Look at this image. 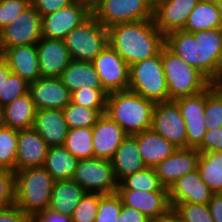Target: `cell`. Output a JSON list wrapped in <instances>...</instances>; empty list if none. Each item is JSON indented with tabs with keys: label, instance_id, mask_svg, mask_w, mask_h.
Wrapping results in <instances>:
<instances>
[{
	"label": "cell",
	"instance_id": "54",
	"mask_svg": "<svg viewBox=\"0 0 222 222\" xmlns=\"http://www.w3.org/2000/svg\"><path fill=\"white\" fill-rule=\"evenodd\" d=\"M5 51L3 29H0V61L4 60Z\"/></svg>",
	"mask_w": 222,
	"mask_h": 222
},
{
	"label": "cell",
	"instance_id": "55",
	"mask_svg": "<svg viewBox=\"0 0 222 222\" xmlns=\"http://www.w3.org/2000/svg\"><path fill=\"white\" fill-rule=\"evenodd\" d=\"M83 4L87 5L91 10L95 8V6L101 1V0H79Z\"/></svg>",
	"mask_w": 222,
	"mask_h": 222
},
{
	"label": "cell",
	"instance_id": "46",
	"mask_svg": "<svg viewBox=\"0 0 222 222\" xmlns=\"http://www.w3.org/2000/svg\"><path fill=\"white\" fill-rule=\"evenodd\" d=\"M74 0H31V4L41 17L52 14L70 5Z\"/></svg>",
	"mask_w": 222,
	"mask_h": 222
},
{
	"label": "cell",
	"instance_id": "23",
	"mask_svg": "<svg viewBox=\"0 0 222 222\" xmlns=\"http://www.w3.org/2000/svg\"><path fill=\"white\" fill-rule=\"evenodd\" d=\"M33 128L49 147L63 146L69 131L60 109H37Z\"/></svg>",
	"mask_w": 222,
	"mask_h": 222
},
{
	"label": "cell",
	"instance_id": "51",
	"mask_svg": "<svg viewBox=\"0 0 222 222\" xmlns=\"http://www.w3.org/2000/svg\"><path fill=\"white\" fill-rule=\"evenodd\" d=\"M209 83L213 87H222V52L219 55L217 65L214 70V75L209 80Z\"/></svg>",
	"mask_w": 222,
	"mask_h": 222
},
{
	"label": "cell",
	"instance_id": "52",
	"mask_svg": "<svg viewBox=\"0 0 222 222\" xmlns=\"http://www.w3.org/2000/svg\"><path fill=\"white\" fill-rule=\"evenodd\" d=\"M149 222H182L179 215L171 208L165 215L151 219Z\"/></svg>",
	"mask_w": 222,
	"mask_h": 222
},
{
	"label": "cell",
	"instance_id": "17",
	"mask_svg": "<svg viewBox=\"0 0 222 222\" xmlns=\"http://www.w3.org/2000/svg\"><path fill=\"white\" fill-rule=\"evenodd\" d=\"M36 109L62 110L71 102V92L60 77H40L29 84V91Z\"/></svg>",
	"mask_w": 222,
	"mask_h": 222
},
{
	"label": "cell",
	"instance_id": "4",
	"mask_svg": "<svg viewBox=\"0 0 222 222\" xmlns=\"http://www.w3.org/2000/svg\"><path fill=\"white\" fill-rule=\"evenodd\" d=\"M54 182L43 166L15 171V205L32 217L49 209Z\"/></svg>",
	"mask_w": 222,
	"mask_h": 222
},
{
	"label": "cell",
	"instance_id": "37",
	"mask_svg": "<svg viewBox=\"0 0 222 222\" xmlns=\"http://www.w3.org/2000/svg\"><path fill=\"white\" fill-rule=\"evenodd\" d=\"M205 121L207 130L222 127V87L205 89Z\"/></svg>",
	"mask_w": 222,
	"mask_h": 222
},
{
	"label": "cell",
	"instance_id": "44",
	"mask_svg": "<svg viewBox=\"0 0 222 222\" xmlns=\"http://www.w3.org/2000/svg\"><path fill=\"white\" fill-rule=\"evenodd\" d=\"M15 205V172L0 168V209Z\"/></svg>",
	"mask_w": 222,
	"mask_h": 222
},
{
	"label": "cell",
	"instance_id": "56",
	"mask_svg": "<svg viewBox=\"0 0 222 222\" xmlns=\"http://www.w3.org/2000/svg\"><path fill=\"white\" fill-rule=\"evenodd\" d=\"M215 1H216V5H217V8H218L219 14H220L221 19H222V0H215Z\"/></svg>",
	"mask_w": 222,
	"mask_h": 222
},
{
	"label": "cell",
	"instance_id": "36",
	"mask_svg": "<svg viewBox=\"0 0 222 222\" xmlns=\"http://www.w3.org/2000/svg\"><path fill=\"white\" fill-rule=\"evenodd\" d=\"M18 130L0 125V168L16 171Z\"/></svg>",
	"mask_w": 222,
	"mask_h": 222
},
{
	"label": "cell",
	"instance_id": "29",
	"mask_svg": "<svg viewBox=\"0 0 222 222\" xmlns=\"http://www.w3.org/2000/svg\"><path fill=\"white\" fill-rule=\"evenodd\" d=\"M36 110L28 92L2 108V125L17 130L32 128Z\"/></svg>",
	"mask_w": 222,
	"mask_h": 222
},
{
	"label": "cell",
	"instance_id": "39",
	"mask_svg": "<svg viewBox=\"0 0 222 222\" xmlns=\"http://www.w3.org/2000/svg\"><path fill=\"white\" fill-rule=\"evenodd\" d=\"M29 91V83L22 79L19 75L11 73L2 86L0 92V106L10 104L15 99L25 95Z\"/></svg>",
	"mask_w": 222,
	"mask_h": 222
},
{
	"label": "cell",
	"instance_id": "2",
	"mask_svg": "<svg viewBox=\"0 0 222 222\" xmlns=\"http://www.w3.org/2000/svg\"><path fill=\"white\" fill-rule=\"evenodd\" d=\"M107 29L109 45L129 66L156 56L165 45V35L153 19L115 24Z\"/></svg>",
	"mask_w": 222,
	"mask_h": 222
},
{
	"label": "cell",
	"instance_id": "1",
	"mask_svg": "<svg viewBox=\"0 0 222 222\" xmlns=\"http://www.w3.org/2000/svg\"><path fill=\"white\" fill-rule=\"evenodd\" d=\"M165 45L210 80L222 52V28L195 33L174 30L165 35Z\"/></svg>",
	"mask_w": 222,
	"mask_h": 222
},
{
	"label": "cell",
	"instance_id": "45",
	"mask_svg": "<svg viewBox=\"0 0 222 222\" xmlns=\"http://www.w3.org/2000/svg\"><path fill=\"white\" fill-rule=\"evenodd\" d=\"M200 153L222 151V127L207 130L202 144L197 148Z\"/></svg>",
	"mask_w": 222,
	"mask_h": 222
},
{
	"label": "cell",
	"instance_id": "20",
	"mask_svg": "<svg viewBox=\"0 0 222 222\" xmlns=\"http://www.w3.org/2000/svg\"><path fill=\"white\" fill-rule=\"evenodd\" d=\"M214 193L201 179L198 170L185 174L168 188L171 208L177 203L190 202L208 205Z\"/></svg>",
	"mask_w": 222,
	"mask_h": 222
},
{
	"label": "cell",
	"instance_id": "41",
	"mask_svg": "<svg viewBox=\"0 0 222 222\" xmlns=\"http://www.w3.org/2000/svg\"><path fill=\"white\" fill-rule=\"evenodd\" d=\"M107 95L104 89L83 87L71 93V102L89 108H106Z\"/></svg>",
	"mask_w": 222,
	"mask_h": 222
},
{
	"label": "cell",
	"instance_id": "53",
	"mask_svg": "<svg viewBox=\"0 0 222 222\" xmlns=\"http://www.w3.org/2000/svg\"><path fill=\"white\" fill-rule=\"evenodd\" d=\"M11 73L8 64L4 60L0 61V92H2L4 80H6Z\"/></svg>",
	"mask_w": 222,
	"mask_h": 222
},
{
	"label": "cell",
	"instance_id": "7",
	"mask_svg": "<svg viewBox=\"0 0 222 222\" xmlns=\"http://www.w3.org/2000/svg\"><path fill=\"white\" fill-rule=\"evenodd\" d=\"M71 60L93 61L109 45L108 29L91 15L64 39Z\"/></svg>",
	"mask_w": 222,
	"mask_h": 222
},
{
	"label": "cell",
	"instance_id": "31",
	"mask_svg": "<svg viewBox=\"0 0 222 222\" xmlns=\"http://www.w3.org/2000/svg\"><path fill=\"white\" fill-rule=\"evenodd\" d=\"M78 160L64 146L49 147L43 167L55 181L70 180Z\"/></svg>",
	"mask_w": 222,
	"mask_h": 222
},
{
	"label": "cell",
	"instance_id": "5",
	"mask_svg": "<svg viewBox=\"0 0 222 222\" xmlns=\"http://www.w3.org/2000/svg\"><path fill=\"white\" fill-rule=\"evenodd\" d=\"M161 61L168 88L169 101L196 95L210 86L209 79L186 64L166 45L161 48Z\"/></svg>",
	"mask_w": 222,
	"mask_h": 222
},
{
	"label": "cell",
	"instance_id": "30",
	"mask_svg": "<svg viewBox=\"0 0 222 222\" xmlns=\"http://www.w3.org/2000/svg\"><path fill=\"white\" fill-rule=\"evenodd\" d=\"M222 28V19L215 0H200L188 17L183 30L198 32Z\"/></svg>",
	"mask_w": 222,
	"mask_h": 222
},
{
	"label": "cell",
	"instance_id": "35",
	"mask_svg": "<svg viewBox=\"0 0 222 222\" xmlns=\"http://www.w3.org/2000/svg\"><path fill=\"white\" fill-rule=\"evenodd\" d=\"M117 189L168 191V188L161 183L160 179L156 175L155 169L151 167H146L124 177L118 183Z\"/></svg>",
	"mask_w": 222,
	"mask_h": 222
},
{
	"label": "cell",
	"instance_id": "57",
	"mask_svg": "<svg viewBox=\"0 0 222 222\" xmlns=\"http://www.w3.org/2000/svg\"><path fill=\"white\" fill-rule=\"evenodd\" d=\"M0 125H2V107L0 106Z\"/></svg>",
	"mask_w": 222,
	"mask_h": 222
},
{
	"label": "cell",
	"instance_id": "40",
	"mask_svg": "<svg viewBox=\"0 0 222 222\" xmlns=\"http://www.w3.org/2000/svg\"><path fill=\"white\" fill-rule=\"evenodd\" d=\"M122 208L120 197L116 194H100L95 222H116Z\"/></svg>",
	"mask_w": 222,
	"mask_h": 222
},
{
	"label": "cell",
	"instance_id": "50",
	"mask_svg": "<svg viewBox=\"0 0 222 222\" xmlns=\"http://www.w3.org/2000/svg\"><path fill=\"white\" fill-rule=\"evenodd\" d=\"M208 208L214 222H222V193L212 195Z\"/></svg>",
	"mask_w": 222,
	"mask_h": 222
},
{
	"label": "cell",
	"instance_id": "21",
	"mask_svg": "<svg viewBox=\"0 0 222 222\" xmlns=\"http://www.w3.org/2000/svg\"><path fill=\"white\" fill-rule=\"evenodd\" d=\"M92 136L94 157L111 160L127 134L115 121L102 114L92 127Z\"/></svg>",
	"mask_w": 222,
	"mask_h": 222
},
{
	"label": "cell",
	"instance_id": "26",
	"mask_svg": "<svg viewBox=\"0 0 222 222\" xmlns=\"http://www.w3.org/2000/svg\"><path fill=\"white\" fill-rule=\"evenodd\" d=\"M110 161L118 183L124 177L147 167L140 155L136 139L131 135H127Z\"/></svg>",
	"mask_w": 222,
	"mask_h": 222
},
{
	"label": "cell",
	"instance_id": "15",
	"mask_svg": "<svg viewBox=\"0 0 222 222\" xmlns=\"http://www.w3.org/2000/svg\"><path fill=\"white\" fill-rule=\"evenodd\" d=\"M200 0H154L153 21L164 35L183 29Z\"/></svg>",
	"mask_w": 222,
	"mask_h": 222
},
{
	"label": "cell",
	"instance_id": "28",
	"mask_svg": "<svg viewBox=\"0 0 222 222\" xmlns=\"http://www.w3.org/2000/svg\"><path fill=\"white\" fill-rule=\"evenodd\" d=\"M85 193L86 191L72 179L57 180L54 182L49 209L71 217Z\"/></svg>",
	"mask_w": 222,
	"mask_h": 222
},
{
	"label": "cell",
	"instance_id": "32",
	"mask_svg": "<svg viewBox=\"0 0 222 222\" xmlns=\"http://www.w3.org/2000/svg\"><path fill=\"white\" fill-rule=\"evenodd\" d=\"M197 170L214 194L222 193V151L200 153Z\"/></svg>",
	"mask_w": 222,
	"mask_h": 222
},
{
	"label": "cell",
	"instance_id": "9",
	"mask_svg": "<svg viewBox=\"0 0 222 222\" xmlns=\"http://www.w3.org/2000/svg\"><path fill=\"white\" fill-rule=\"evenodd\" d=\"M72 180L90 193L113 194L118 187L111 161L95 157L78 160Z\"/></svg>",
	"mask_w": 222,
	"mask_h": 222
},
{
	"label": "cell",
	"instance_id": "47",
	"mask_svg": "<svg viewBox=\"0 0 222 222\" xmlns=\"http://www.w3.org/2000/svg\"><path fill=\"white\" fill-rule=\"evenodd\" d=\"M0 222H33V217L14 205L0 209Z\"/></svg>",
	"mask_w": 222,
	"mask_h": 222
},
{
	"label": "cell",
	"instance_id": "6",
	"mask_svg": "<svg viewBox=\"0 0 222 222\" xmlns=\"http://www.w3.org/2000/svg\"><path fill=\"white\" fill-rule=\"evenodd\" d=\"M128 90L155 103L169 101L161 51L156 56L130 66Z\"/></svg>",
	"mask_w": 222,
	"mask_h": 222
},
{
	"label": "cell",
	"instance_id": "42",
	"mask_svg": "<svg viewBox=\"0 0 222 222\" xmlns=\"http://www.w3.org/2000/svg\"><path fill=\"white\" fill-rule=\"evenodd\" d=\"M99 206V193L86 192L71 216L73 222H95Z\"/></svg>",
	"mask_w": 222,
	"mask_h": 222
},
{
	"label": "cell",
	"instance_id": "10",
	"mask_svg": "<svg viewBox=\"0 0 222 222\" xmlns=\"http://www.w3.org/2000/svg\"><path fill=\"white\" fill-rule=\"evenodd\" d=\"M91 15L92 10L87 5L74 0L70 5L42 17V37L64 40Z\"/></svg>",
	"mask_w": 222,
	"mask_h": 222
},
{
	"label": "cell",
	"instance_id": "16",
	"mask_svg": "<svg viewBox=\"0 0 222 222\" xmlns=\"http://www.w3.org/2000/svg\"><path fill=\"white\" fill-rule=\"evenodd\" d=\"M122 205L134 208L148 219L165 215L170 209L168 191L116 189Z\"/></svg>",
	"mask_w": 222,
	"mask_h": 222
},
{
	"label": "cell",
	"instance_id": "49",
	"mask_svg": "<svg viewBox=\"0 0 222 222\" xmlns=\"http://www.w3.org/2000/svg\"><path fill=\"white\" fill-rule=\"evenodd\" d=\"M33 222H73L72 218L68 215L53 212L50 209L38 212L33 217Z\"/></svg>",
	"mask_w": 222,
	"mask_h": 222
},
{
	"label": "cell",
	"instance_id": "8",
	"mask_svg": "<svg viewBox=\"0 0 222 222\" xmlns=\"http://www.w3.org/2000/svg\"><path fill=\"white\" fill-rule=\"evenodd\" d=\"M154 0H101L92 15L105 28L115 24L153 19Z\"/></svg>",
	"mask_w": 222,
	"mask_h": 222
},
{
	"label": "cell",
	"instance_id": "3",
	"mask_svg": "<svg viewBox=\"0 0 222 222\" xmlns=\"http://www.w3.org/2000/svg\"><path fill=\"white\" fill-rule=\"evenodd\" d=\"M155 102L130 90L108 93L105 114L127 135L151 129Z\"/></svg>",
	"mask_w": 222,
	"mask_h": 222
},
{
	"label": "cell",
	"instance_id": "14",
	"mask_svg": "<svg viewBox=\"0 0 222 222\" xmlns=\"http://www.w3.org/2000/svg\"><path fill=\"white\" fill-rule=\"evenodd\" d=\"M42 17L31 4L19 14L16 22L3 29L5 48L36 45L42 38Z\"/></svg>",
	"mask_w": 222,
	"mask_h": 222
},
{
	"label": "cell",
	"instance_id": "33",
	"mask_svg": "<svg viewBox=\"0 0 222 222\" xmlns=\"http://www.w3.org/2000/svg\"><path fill=\"white\" fill-rule=\"evenodd\" d=\"M63 146L79 160L94 158L92 128L69 129Z\"/></svg>",
	"mask_w": 222,
	"mask_h": 222
},
{
	"label": "cell",
	"instance_id": "24",
	"mask_svg": "<svg viewBox=\"0 0 222 222\" xmlns=\"http://www.w3.org/2000/svg\"><path fill=\"white\" fill-rule=\"evenodd\" d=\"M4 61L12 73L29 84L41 77L36 45L14 46L6 49Z\"/></svg>",
	"mask_w": 222,
	"mask_h": 222
},
{
	"label": "cell",
	"instance_id": "43",
	"mask_svg": "<svg viewBox=\"0 0 222 222\" xmlns=\"http://www.w3.org/2000/svg\"><path fill=\"white\" fill-rule=\"evenodd\" d=\"M31 5V0H0V29L16 22L20 13Z\"/></svg>",
	"mask_w": 222,
	"mask_h": 222
},
{
	"label": "cell",
	"instance_id": "13",
	"mask_svg": "<svg viewBox=\"0 0 222 222\" xmlns=\"http://www.w3.org/2000/svg\"><path fill=\"white\" fill-rule=\"evenodd\" d=\"M179 107L184 119L187 134V148H198L207 131L205 121V90L192 96L173 100Z\"/></svg>",
	"mask_w": 222,
	"mask_h": 222
},
{
	"label": "cell",
	"instance_id": "22",
	"mask_svg": "<svg viewBox=\"0 0 222 222\" xmlns=\"http://www.w3.org/2000/svg\"><path fill=\"white\" fill-rule=\"evenodd\" d=\"M48 150L49 146L33 127L18 130L16 171L42 167Z\"/></svg>",
	"mask_w": 222,
	"mask_h": 222
},
{
	"label": "cell",
	"instance_id": "38",
	"mask_svg": "<svg viewBox=\"0 0 222 222\" xmlns=\"http://www.w3.org/2000/svg\"><path fill=\"white\" fill-rule=\"evenodd\" d=\"M173 210L182 222H214L208 205L190 202L177 203Z\"/></svg>",
	"mask_w": 222,
	"mask_h": 222
},
{
	"label": "cell",
	"instance_id": "12",
	"mask_svg": "<svg viewBox=\"0 0 222 222\" xmlns=\"http://www.w3.org/2000/svg\"><path fill=\"white\" fill-rule=\"evenodd\" d=\"M151 129L177 148H187L184 119L178 105L173 100L155 104Z\"/></svg>",
	"mask_w": 222,
	"mask_h": 222
},
{
	"label": "cell",
	"instance_id": "25",
	"mask_svg": "<svg viewBox=\"0 0 222 222\" xmlns=\"http://www.w3.org/2000/svg\"><path fill=\"white\" fill-rule=\"evenodd\" d=\"M137 142L140 155L147 167L154 168L169 157L177 147L152 129L132 135Z\"/></svg>",
	"mask_w": 222,
	"mask_h": 222
},
{
	"label": "cell",
	"instance_id": "11",
	"mask_svg": "<svg viewBox=\"0 0 222 222\" xmlns=\"http://www.w3.org/2000/svg\"><path fill=\"white\" fill-rule=\"evenodd\" d=\"M92 63L107 93L128 90L130 66L110 45Z\"/></svg>",
	"mask_w": 222,
	"mask_h": 222
},
{
	"label": "cell",
	"instance_id": "48",
	"mask_svg": "<svg viewBox=\"0 0 222 222\" xmlns=\"http://www.w3.org/2000/svg\"><path fill=\"white\" fill-rule=\"evenodd\" d=\"M149 221L150 219H148L144 214H142L138 210L122 205L120 214L116 222H149Z\"/></svg>",
	"mask_w": 222,
	"mask_h": 222
},
{
	"label": "cell",
	"instance_id": "27",
	"mask_svg": "<svg viewBox=\"0 0 222 222\" xmlns=\"http://www.w3.org/2000/svg\"><path fill=\"white\" fill-rule=\"evenodd\" d=\"M60 79L71 93L83 87L103 89L100 78L91 61L71 60L70 64L62 72Z\"/></svg>",
	"mask_w": 222,
	"mask_h": 222
},
{
	"label": "cell",
	"instance_id": "19",
	"mask_svg": "<svg viewBox=\"0 0 222 222\" xmlns=\"http://www.w3.org/2000/svg\"><path fill=\"white\" fill-rule=\"evenodd\" d=\"M36 47L41 77H60L71 62L64 40L42 37Z\"/></svg>",
	"mask_w": 222,
	"mask_h": 222
},
{
	"label": "cell",
	"instance_id": "18",
	"mask_svg": "<svg viewBox=\"0 0 222 222\" xmlns=\"http://www.w3.org/2000/svg\"><path fill=\"white\" fill-rule=\"evenodd\" d=\"M200 152L196 148H177L169 157L154 167L161 183L169 188L185 174L197 170Z\"/></svg>",
	"mask_w": 222,
	"mask_h": 222
},
{
	"label": "cell",
	"instance_id": "34",
	"mask_svg": "<svg viewBox=\"0 0 222 222\" xmlns=\"http://www.w3.org/2000/svg\"><path fill=\"white\" fill-rule=\"evenodd\" d=\"M106 108H89L70 102L62 111L69 129L92 128Z\"/></svg>",
	"mask_w": 222,
	"mask_h": 222
}]
</instances>
